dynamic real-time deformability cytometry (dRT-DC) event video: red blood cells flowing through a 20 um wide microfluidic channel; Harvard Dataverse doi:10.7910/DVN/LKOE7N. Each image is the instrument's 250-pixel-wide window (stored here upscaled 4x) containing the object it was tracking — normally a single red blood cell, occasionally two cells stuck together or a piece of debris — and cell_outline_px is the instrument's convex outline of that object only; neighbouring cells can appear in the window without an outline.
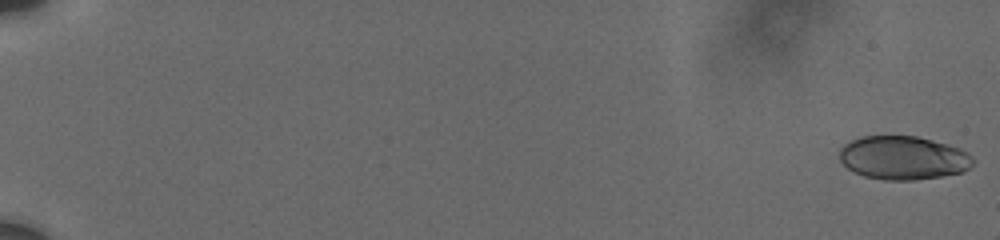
{"species": "human", "species_latin": "Homo sapiens", "temperature_condition": "cold", "stored_images_in_passage": 19, "camera_frame_rate_fps": 3000, "um_per_image_px": 0.085, "donor": {"sex": "male"}, "frame": {"image": 1, "passage_image": 1, "time_ms": 0.0, "image_size_px": [1000, 240], "cell_outline_px": [[976, 160], [964, 172], [940, 176], [912, 180], [884, 180], [864, 176], [848, 168], [840, 160], [840, 148], [844, 144], [860, 136], [916, 136], [960, 148], [968, 152]], "centroid_in_image_um": [76.78, 13.41], "position_along_channel_um": 8.2, "area_um2": 33.81}}